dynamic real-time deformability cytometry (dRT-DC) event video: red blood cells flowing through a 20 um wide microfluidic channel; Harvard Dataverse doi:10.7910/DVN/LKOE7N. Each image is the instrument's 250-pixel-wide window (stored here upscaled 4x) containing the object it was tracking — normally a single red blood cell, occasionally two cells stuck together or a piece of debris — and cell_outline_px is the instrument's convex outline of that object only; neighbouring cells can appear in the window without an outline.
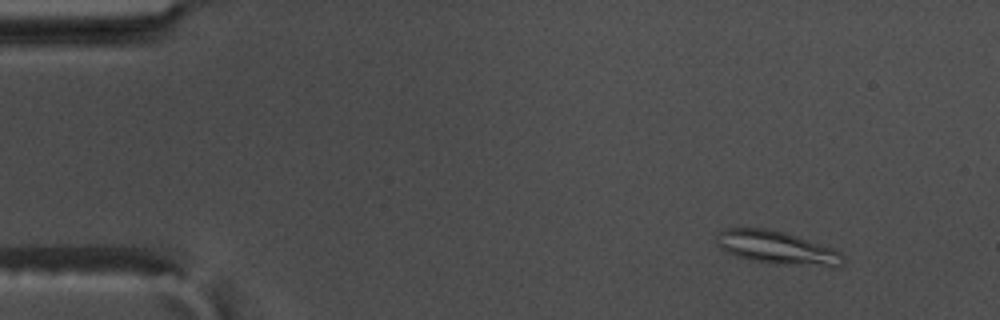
{"species": "common noctule bat (a hibernating species)", "species_latin": "Nyctalus noctula", "temperature_condition": "warm", "stored_images_in_passage": 59, "camera_frame_rate_fps": 3000, "um_per_image_px": 0.085, "animal": {"sex": "male", "body_mass_g": 17.5, "forearm_length_mm": 52.3}, "frame": {"image": 1, "passage_image": 7, "time_ms": 2.0, "image_size_px": [1000, 320], "cell_outline_px": [[844, 264], [840, 268], [828, 268], [780, 264], [748, 260], [736, 256], [720, 248], [716, 244], [716, 240], [720, 232], [724, 228], [768, 228], [784, 232], [832, 248], [840, 252], [844, 256]], "centroid_in_image_um": [66.1, 21.09], "position_along_channel_um": 18.9, "area_um2": 24.8}}
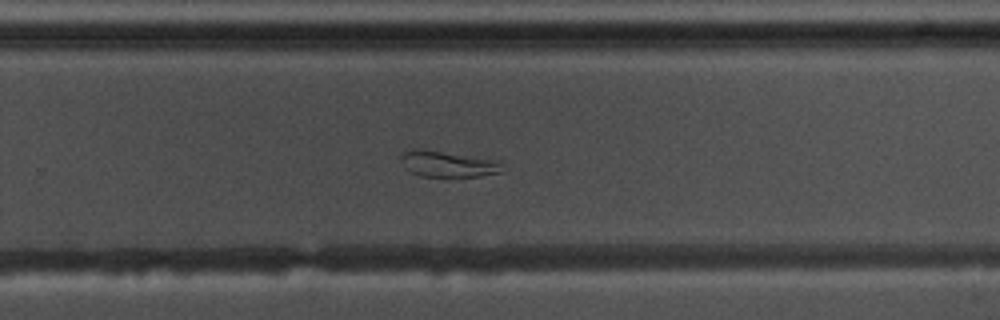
{"frame": {"image": 2, "passage_image": 39, "time_ms": 12.667, "image_size_px": [1000, 320], "cell_outline_px": [[508, 168], [500, 172], [480, 176], [420, 176], [408, 172], [404, 168], [400, 160], [400, 156], [404, 152], [412, 148], [416, 148], [500, 160]], "centroid_in_image_um": [38.09, 13.94], "position_along_channel_um": 291.7, "area_um2": 15.66}}
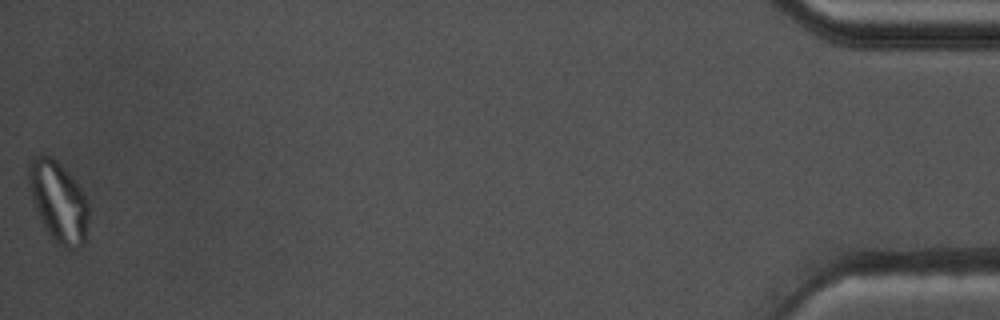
{"frame": {"image": 3, "passage_image": 59, "time_ms": 19.333, "image_size_px": [1000, 320], "cell_outline_px": [[88, 240], [80, 248], [72, 252], [56, 244], [40, 220], [32, 200], [28, 188], [28, 160], [36, 156], [48, 156], [56, 160], [72, 176], [88, 200]], "centroid_in_image_um": [4.99, 17.21], "position_along_channel_um": 430.2, "area_um2": 28.84}, "authors_computed_cell_mechanics": {"area_um2": 22.7154, "velocity_mm_per_s": 3.5284, "shape_relaxation_time_tau1_ms": null, "shape_relaxation_time_tau2_ms": 2.5432, "deformation_change_tau1": null, "deformation_change_tau2": 0.0829}}